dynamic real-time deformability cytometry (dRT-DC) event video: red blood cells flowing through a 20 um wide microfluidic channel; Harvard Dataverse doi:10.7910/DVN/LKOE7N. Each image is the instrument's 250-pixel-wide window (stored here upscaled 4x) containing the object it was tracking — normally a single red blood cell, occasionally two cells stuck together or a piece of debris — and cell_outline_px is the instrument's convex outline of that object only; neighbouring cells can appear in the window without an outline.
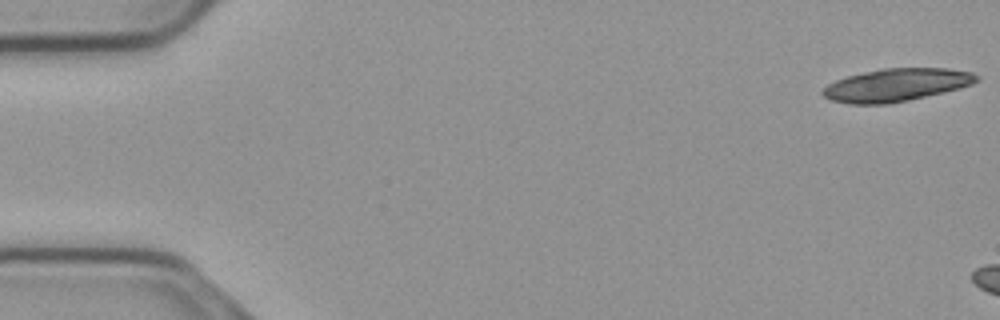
{"species": "common noctule bat (a hibernating species)", "species_latin": "Nyctalus noctula", "temperature_condition": "cold", "stored_images_in_passage": 7, "camera_frame_rate_fps": 3000, "um_per_image_px": 0.085, "animal": {"sex": "male", "body_mass_g": 23.1, "forearm_length_mm": 52.7}, "frame": {"image": 1, "passage_image": 1, "time_ms": 0.0, "image_size_px": [1000, 320], "cell_outline_px": [[980, 80], [972, 84], [960, 88], [944, 92], [908, 100], [888, 104], [848, 104], [832, 100], [824, 96], [820, 92], [828, 84], [836, 80], [848, 76], [884, 68], [948, 68], [972, 72], [980, 76]], "centroid_in_image_um": [76.22, 7.22], "position_along_channel_um": 8.8, "area_um2": 29.36}}